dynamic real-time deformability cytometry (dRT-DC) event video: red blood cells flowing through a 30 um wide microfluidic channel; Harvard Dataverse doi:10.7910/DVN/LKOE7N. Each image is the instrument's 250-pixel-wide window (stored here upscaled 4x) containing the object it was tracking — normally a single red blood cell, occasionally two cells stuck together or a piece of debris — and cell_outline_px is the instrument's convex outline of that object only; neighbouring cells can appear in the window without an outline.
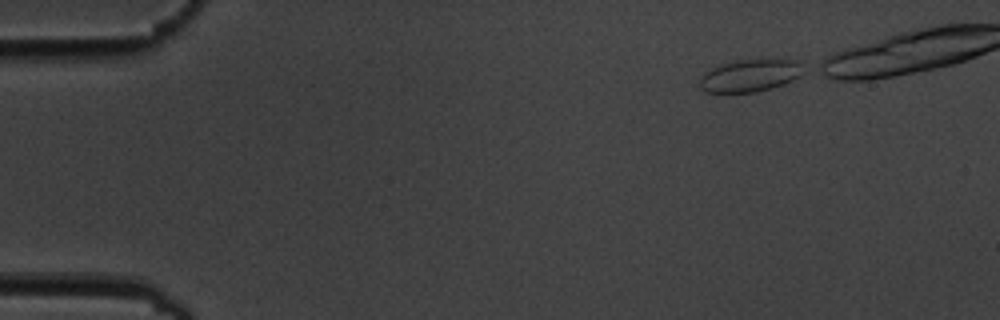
{"species": "common noctule bat (a hibernating species)", "species_latin": "Nyctalus noctula", "temperature_condition": "cold", "stored_images_in_passage": 10, "camera_frame_rate_fps": 3000, "um_per_image_px": 0.085, "animal": {"sex": "male", "body_mass_g": 19.5, "forearm_length_mm": 54.6}, "frame": {"image": 1, "passage_image": 1, "time_ms": 0.0, "image_size_px": [1000, 320], "cell_outline_px": [[808, 72], [784, 84], [756, 92], [708, 92], [700, 88], [700, 76], [704, 72], [712, 68], [724, 64], [740, 60], [796, 60], [808, 68]], "centroid_in_image_um": [63.82, 6.42], "position_along_channel_um": 21.2, "area_um2": 19.54}}
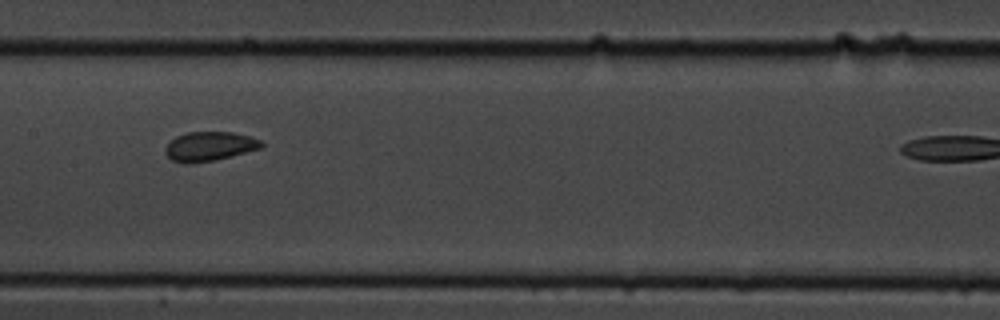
{"frame": {"image": 2, "passage_image": 7, "time_ms": 7.333, "image_size_px": [1000, 320], "cell_outline_px": [[264, 144], [260, 148], [212, 160], [192, 164], [184, 164], [172, 160], [164, 152], [164, 148], [176, 136], [188, 132], [232, 132], [248, 136], [260, 140]], "centroid_in_image_um": [17.75, 12.44], "position_along_channel_um": 189.7, "area_um2": 16.13}}
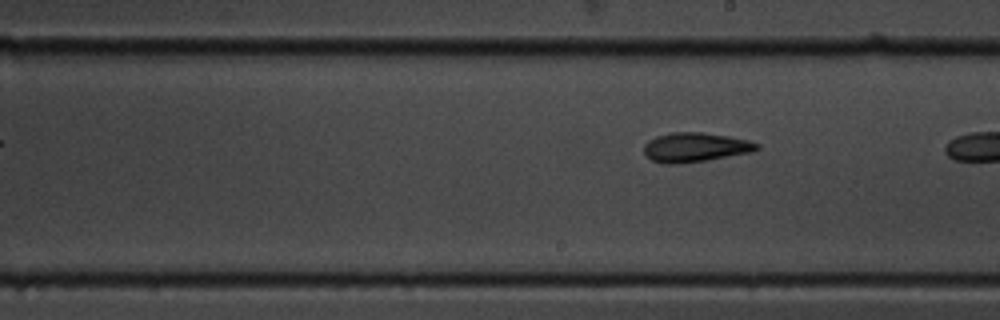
{"frame": {"image": 3, "passage_image": 9, "time_ms": 10.333, "image_size_px": [1000, 320], "cell_outline_px": [[760, 148], [752, 152], [708, 160], [676, 164], [664, 164], [652, 160], [644, 152], [644, 144], [648, 140], [656, 136], [672, 132], [704, 132], [728, 136], [748, 140], [760, 144]], "centroid_in_image_um": [59.1, 12.51], "position_along_channel_um": 229.9, "area_um2": 19.42}}